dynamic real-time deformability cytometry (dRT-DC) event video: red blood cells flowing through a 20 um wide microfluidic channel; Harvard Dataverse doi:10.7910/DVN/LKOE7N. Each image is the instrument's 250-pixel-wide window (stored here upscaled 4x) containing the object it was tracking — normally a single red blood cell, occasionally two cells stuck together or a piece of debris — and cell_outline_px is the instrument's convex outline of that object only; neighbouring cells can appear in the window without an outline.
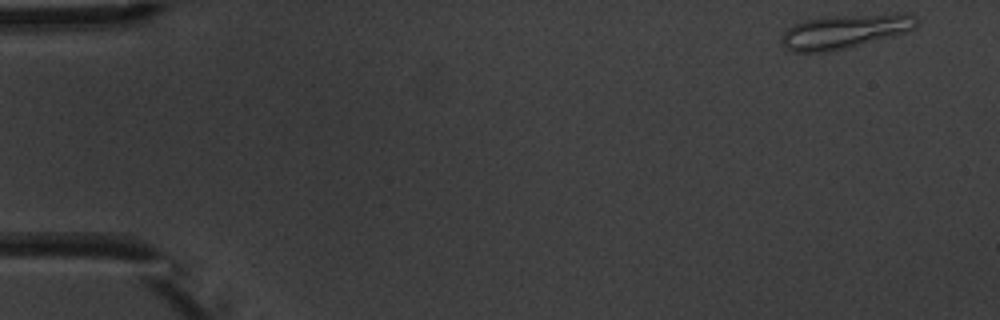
{"species": "common noctule bat (a hibernating species)", "species_latin": "Nyctalus noctula", "temperature_condition": "warm", "stored_images_in_passage": 6, "camera_frame_rate_fps": 3000, "um_per_image_px": 0.085, "animal": {"sex": "male", "body_mass_g": 20.1, "forearm_length_mm": 53.5}, "frame": {"image": 1, "passage_image": 1, "time_ms": 0.0, "image_size_px": [1000, 320], "cell_outline_px": [[916, 28], [908, 32], [844, 48], [824, 52], [792, 52], [784, 48], [780, 44], [780, 40], [784, 32], [792, 24], [804, 20], [832, 16], [904, 12], [916, 16]], "centroid_in_image_um": [71.8, 2.65], "position_along_channel_um": 13.2, "area_um2": 26.99}}
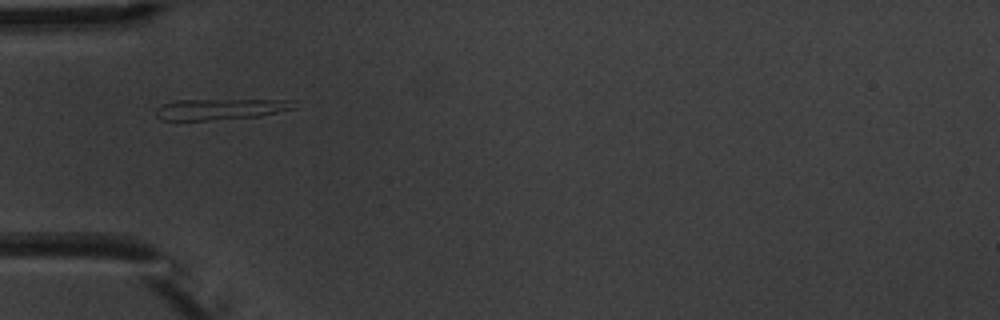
{"frame": {"image": 2, "passage_image": 5, "time_ms": 4.667, "image_size_px": [1000, 320], "cell_outline_px": [[296, 108], [260, 116], [208, 120], [160, 120], [156, 116], [156, 108], [160, 104], [176, 100], [296, 100]], "centroid_in_image_um": [18.72, 9.27], "position_along_channel_um": 66.3, "area_um2": 16.94}}
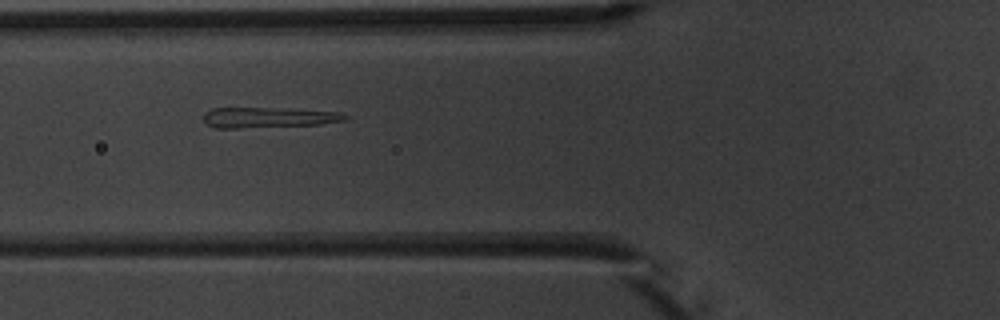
{"frame": {"image": 3, "passage_image": 6, "time_ms": 5.667, "image_size_px": [1000, 320], "cell_outline_px": [[348, 120], [320, 124], [240, 128], [216, 128], [208, 124], [204, 120], [204, 112], [212, 108], [280, 108], [340, 112], [348, 116]], "centroid_in_image_um": [22.82, 9.98], "position_along_channel_um": 103.0, "area_um2": 16.82}}